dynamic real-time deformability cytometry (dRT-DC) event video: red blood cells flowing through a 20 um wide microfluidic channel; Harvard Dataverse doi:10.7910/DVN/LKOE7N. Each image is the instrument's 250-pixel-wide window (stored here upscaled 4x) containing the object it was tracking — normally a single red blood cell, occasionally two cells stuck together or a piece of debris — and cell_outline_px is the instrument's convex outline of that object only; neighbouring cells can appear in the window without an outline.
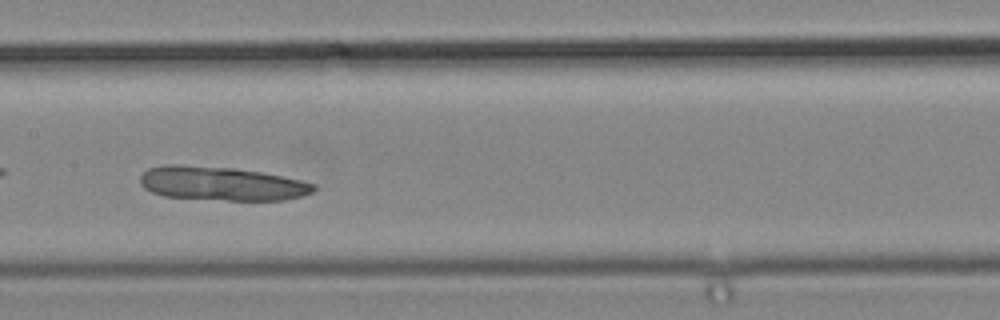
{"species": "common noctule bat (a hibernating species)", "species_latin": "Nyctalus noctula", "temperature_condition": "cold", "stored_images_in_passage": 43, "camera_frame_rate_fps": 3000, "um_per_image_px": 0.085, "animal": {"sex": "male", "body_mass_g": 19.2, "forearm_length_mm": 51.8}, "frame": {"image": 1, "passage_image": 18, "time_ms": 5.667, "image_size_px": [1000, 320], "cell_outline_px": [[316, 188], [312, 192], [300, 196], [284, 200], [228, 200], [164, 196], [152, 192], [144, 188], [140, 184], [140, 176], [148, 168], [164, 164], [180, 164], [232, 168], [260, 172], [300, 180], [316, 184]], "centroid_in_image_um": [18.79, 15.59], "position_along_channel_um": 188.6, "area_um2": 34.1}}